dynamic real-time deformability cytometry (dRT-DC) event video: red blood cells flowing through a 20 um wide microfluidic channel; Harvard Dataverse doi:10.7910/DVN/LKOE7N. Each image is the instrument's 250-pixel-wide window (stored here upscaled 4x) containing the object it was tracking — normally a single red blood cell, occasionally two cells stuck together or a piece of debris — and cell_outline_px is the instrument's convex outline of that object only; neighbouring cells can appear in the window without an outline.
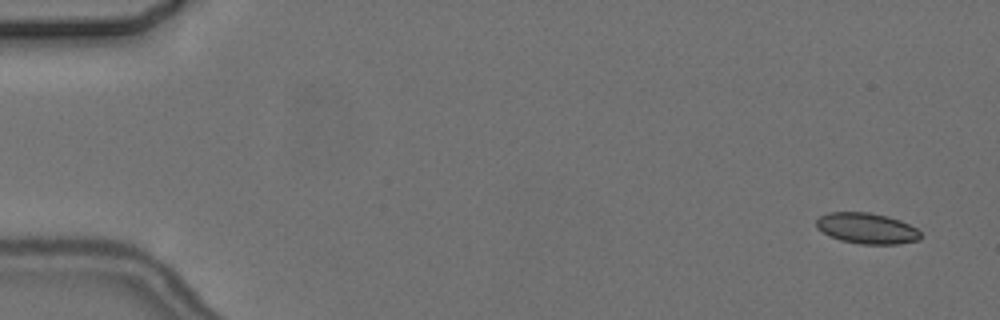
{"species": "common noctule bat (a hibernating species)", "species_latin": "Nyctalus noctula", "temperature_condition": "cold", "stored_images_in_passage": 6, "camera_frame_rate_fps": 3000, "um_per_image_px": 0.085, "animal": {"sex": "female", "body_mass_g": 24.6, "forearm_length_mm": 56.2}, "frame": {"image": 1, "passage_image": 1, "time_ms": 0.0, "image_size_px": [1000, 320], "cell_outline_px": [[920, 240], [896, 244], [860, 244], [840, 240], [816, 228], [816, 220], [820, 216], [828, 212], [868, 212], [888, 216], [900, 220], [916, 228], [920, 232]], "centroid_in_image_um": [73.68, 19.4], "position_along_channel_um": 11.3, "area_um2": 18.67}}
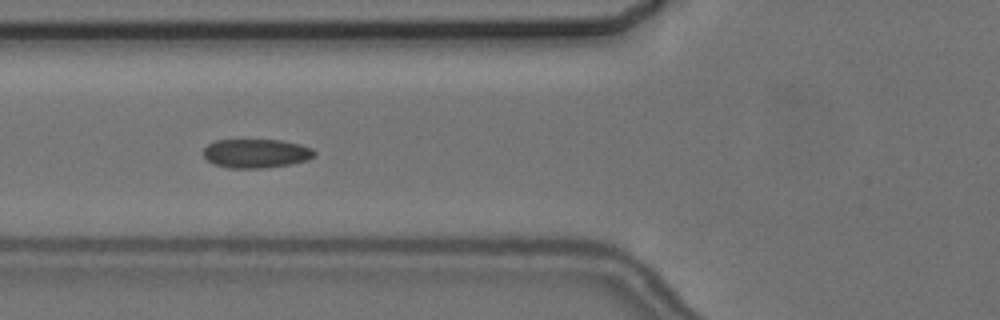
{"frame": {"image": 2, "passage_image": 6, "time_ms": 6.333, "image_size_px": [1000, 320], "cell_outline_px": [[316, 156], [308, 160], [288, 164], [260, 168], [228, 168], [212, 164], [204, 156], [204, 148], [208, 144], [216, 140], [280, 140], [300, 144], [312, 148], [316, 152]], "centroid_in_image_um": [21.77, 13.04], "position_along_channel_um": 104.0, "area_um2": 18.73}}